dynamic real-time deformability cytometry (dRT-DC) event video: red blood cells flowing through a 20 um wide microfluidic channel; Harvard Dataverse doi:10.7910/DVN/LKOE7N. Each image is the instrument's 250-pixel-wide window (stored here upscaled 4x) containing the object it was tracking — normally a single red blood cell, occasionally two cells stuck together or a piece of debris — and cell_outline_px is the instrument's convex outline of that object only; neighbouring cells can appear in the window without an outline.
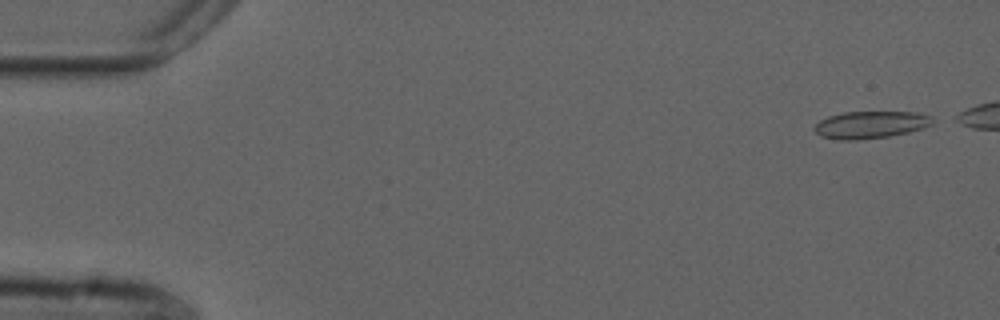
{"species": "common noctule bat (a hibernating species)", "species_latin": "Nyctalus noctula", "temperature_condition": "cold", "stored_images_in_passage": 47, "camera_frame_rate_fps": 3000, "um_per_image_px": 0.085, "animal": {"sex": "male", "forearm_length_mm": 52.5}, "frame": {"image": 1, "passage_image": 2, "time_ms": 0.333, "image_size_px": [1000, 320], "cell_outline_px": [[932, 124], [924, 128], [908, 132], [888, 136], [856, 140], [836, 140], [820, 136], [812, 128], [820, 120], [828, 116], [844, 112], [916, 112], [932, 116]], "centroid_in_image_um": [73.97, 10.6], "position_along_channel_um": 11.0, "area_um2": 18.79}}
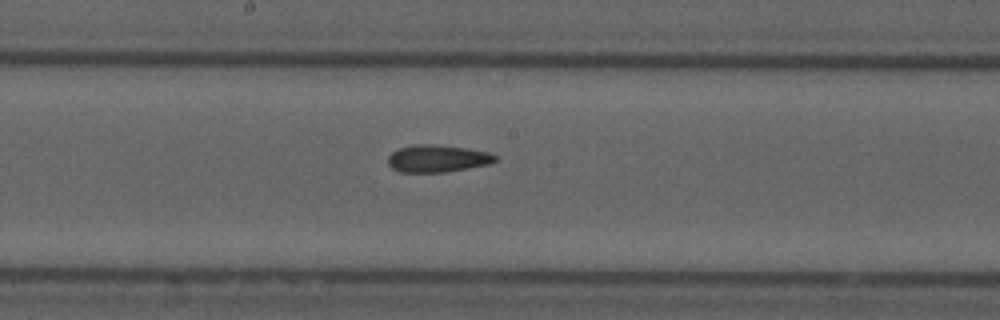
{"frame": {"image": 2, "passage_image": 28, "time_ms": 9.0, "image_size_px": [1000, 320], "cell_outline_px": [[496, 160], [488, 164], [468, 168], [444, 172], [400, 172], [392, 168], [388, 164], [388, 156], [392, 152], [400, 148], [416, 144], [428, 144], [464, 148], [488, 152], [496, 156]], "centroid_in_image_um": [37.14, 13.48], "position_along_channel_um": 211.1, "area_um2": 16.76}}
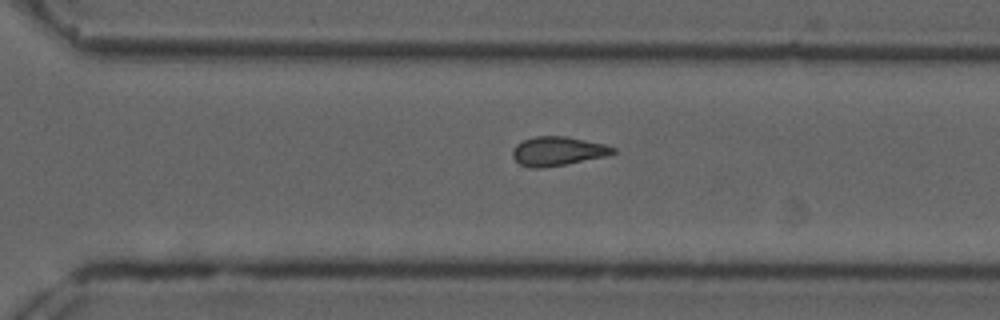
{"frame": {"image": 3, "passage_image": 37, "time_ms": 12.0, "image_size_px": [1000, 320], "cell_outline_px": [[616, 152], [608, 156], [544, 168], [528, 168], [520, 164], [512, 156], [512, 148], [516, 144], [524, 140], [536, 136], [564, 136], [604, 144], [616, 148]], "centroid_in_image_um": [47.39, 12.86], "position_along_channel_um": 323.2, "area_um2": 17.05}, "authors_computed_cell_mechanics": {"area_um2": 17.2244, "velocity_mm_per_s": 3.7519, "shape_relaxation_time_tau1_ms": null, "shape_relaxation_time_tau2_ms": 5.3168, "deformation_change_tau1": null, "deformation_change_tau2": 0.1265}}